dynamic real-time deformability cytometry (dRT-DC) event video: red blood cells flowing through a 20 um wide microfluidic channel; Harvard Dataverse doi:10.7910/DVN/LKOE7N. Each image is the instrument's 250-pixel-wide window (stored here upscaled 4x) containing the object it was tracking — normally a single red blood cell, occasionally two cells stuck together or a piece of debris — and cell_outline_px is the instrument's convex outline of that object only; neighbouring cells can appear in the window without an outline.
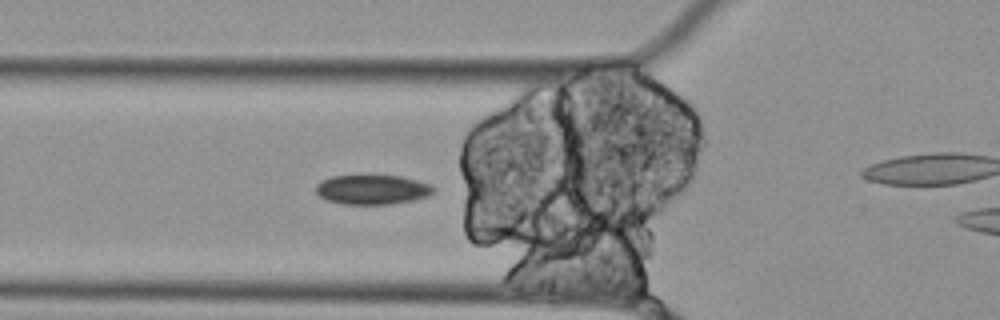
{"species": "Egyptian fruit bat (a non-hibernating species)", "species_latin": "Rousettus aegyptiacus", "temperature_condition": "cold", "stored_images_in_passage": 39, "camera_frame_rate_fps": 3000, "um_per_image_px": 0.085, "animal": {"sex": "female"}, "frame": {"image": 1, "passage_image": 12, "time_ms": 3.667, "image_size_px": [1000, 320], "cell_outline_px": [[436, 192], [428, 196], [412, 200], [392, 204], [344, 204], [328, 200], [320, 196], [316, 192], [316, 184], [320, 180], [332, 176], [400, 176], [432, 184], [436, 188]], "centroid_in_image_um": [31.68, 16.11], "position_along_channel_um": 94.1, "area_um2": 20.29}}
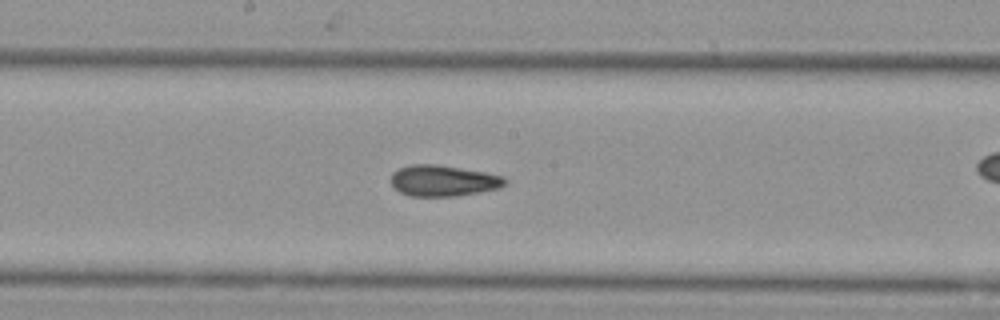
{"frame": {"image": 2, "passage_image": 22, "time_ms": 7.0, "image_size_px": [1000, 320], "cell_outline_px": [[508, 180], [500, 188], [480, 192], [456, 196], [412, 196], [400, 192], [392, 184], [392, 172], [400, 168], [412, 164], [436, 164], [484, 172], [504, 176]], "centroid_in_image_um": [37.7, 15.36], "position_along_channel_um": 210.5, "area_um2": 20.52}}
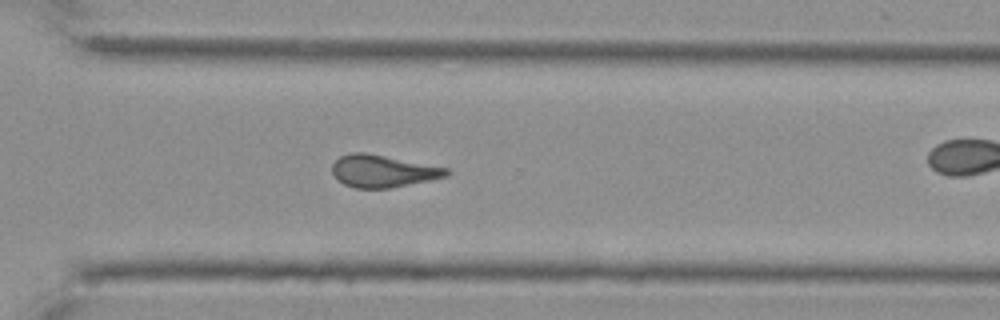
{"frame": {"image": 3, "passage_image": 33, "time_ms": 10.667, "image_size_px": [1000, 320], "cell_outline_px": [[452, 172], [448, 176], [388, 188], [356, 188], [344, 184], [332, 172], [332, 164], [340, 156], [352, 152], [364, 152], [448, 168]], "centroid_in_image_um": [32.54, 14.53], "position_along_channel_um": 338.1, "area_um2": 21.15}}